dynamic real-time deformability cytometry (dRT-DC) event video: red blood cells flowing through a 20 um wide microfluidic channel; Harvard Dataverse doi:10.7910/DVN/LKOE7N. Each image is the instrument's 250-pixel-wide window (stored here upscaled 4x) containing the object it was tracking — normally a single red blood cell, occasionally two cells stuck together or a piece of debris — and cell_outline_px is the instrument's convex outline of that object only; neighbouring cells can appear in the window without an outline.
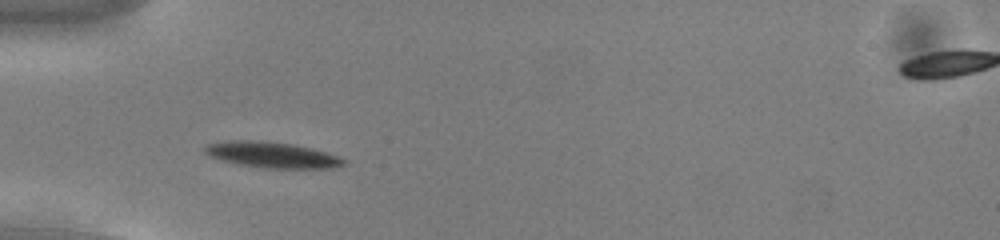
{"species": "common noctule bat (a hibernating species)", "species_latin": "Nyctalus noctula", "temperature_condition": "cold", "stored_images_in_passage": 46, "camera_frame_rate_fps": 3000, "um_per_image_px": 0.085, "animal": {"sex": "male", "body_mass_g": 13.0, "forearm_length_mm": 53.1}, "frame": {"image": 1, "passage_image": 9, "time_ms": 2.667, "image_size_px": [1000, 240], "cell_outline_px": [[348, 164], [336, 168], [264, 168], [236, 164], [208, 156], [204, 152], [204, 144], [228, 140], [264, 140], [296, 144], [328, 152], [340, 156], [348, 160]], "centroid_in_image_um": [23.16, 13.15], "position_along_channel_um": 61.8, "area_um2": 21.62}}
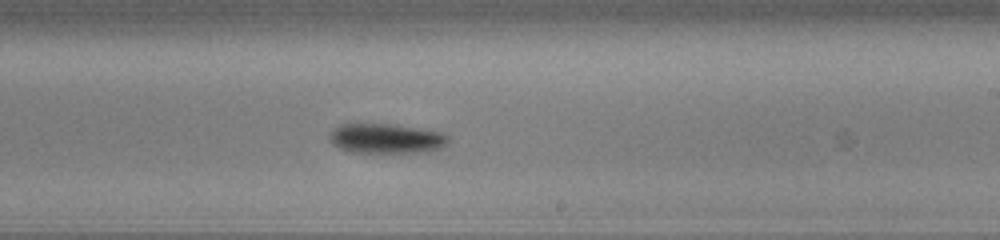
{"frame": {"image": 2, "passage_image": 25, "time_ms": 8.0, "image_size_px": [1000, 240], "cell_outline_px": [[448, 144], [440, 148], [428, 152], [352, 152], [340, 148], [332, 144], [328, 136], [340, 124], [396, 124], [420, 128], [440, 132], [448, 136]], "centroid_in_image_um": [32.85, 11.77], "position_along_channel_um": 256.1, "area_um2": 20.58}}
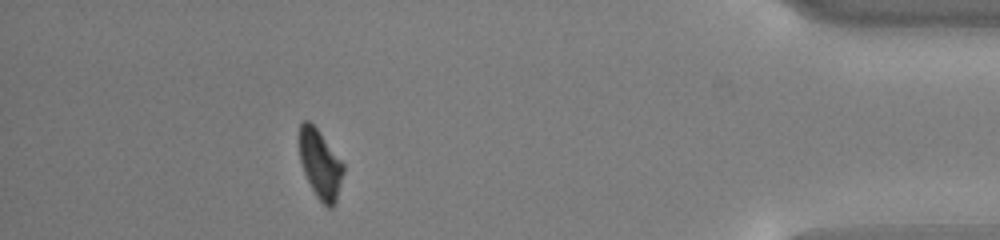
{"frame": {"image": 3, "passage_image": 41, "time_ms": 13.333, "image_size_px": [1000, 240], "cell_outline_px": [[344, 172], [336, 204], [332, 208], [328, 208], [316, 196], [304, 172], [300, 160], [296, 140], [300, 124], [304, 120], [308, 120], [320, 132], [344, 164]], "centroid_in_image_um": [27.19, 13.93], "position_along_channel_um": 408.0, "area_um2": 18.03}, "authors_computed_cell_mechanics": {"area_um2": 19.6809, "velocity_mm_per_s": 3.7388, "shape_relaxation_time_tau1_ms": 1.5081, "shape_relaxation_time_tau2_ms": null, "deformation_change_tau1": 0.0931, "deformation_change_tau2": null}}